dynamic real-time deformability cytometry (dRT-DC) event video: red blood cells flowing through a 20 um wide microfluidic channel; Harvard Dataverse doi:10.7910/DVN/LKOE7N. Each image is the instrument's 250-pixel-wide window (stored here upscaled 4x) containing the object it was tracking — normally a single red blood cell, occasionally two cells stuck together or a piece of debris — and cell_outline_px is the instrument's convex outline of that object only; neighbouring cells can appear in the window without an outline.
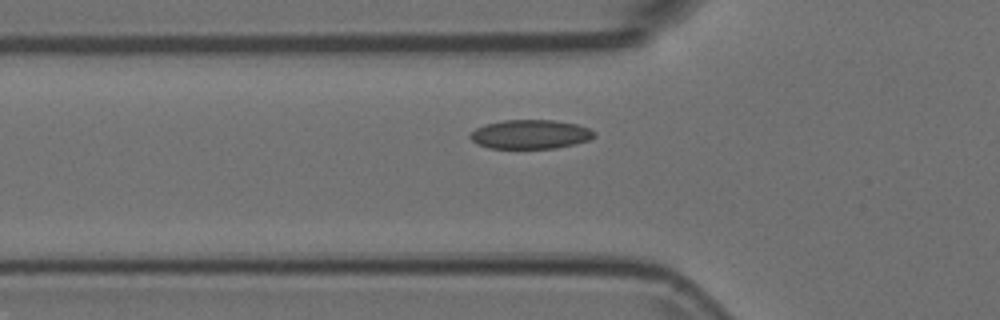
{"species": "Egyptian fruit bat (a non-hibernating species)", "species_latin": "Rousettus aegyptiacus", "temperature_condition": "room temperature", "stored_images_in_passage": 26, "camera_frame_rate_fps": 3000, "um_per_image_px": 0.085, "animal": {"sex": "female"}, "frame": {"image": 1, "passage_image": 4, "time_ms": 1.0, "image_size_px": [1000, 320], "cell_outline_px": [[596, 136], [588, 140], [576, 144], [556, 148], [488, 148], [476, 144], [468, 136], [476, 128], [484, 124], [504, 120], [556, 120], [576, 124], [588, 128], [596, 132]], "centroid_in_image_um": [45.08, 11.41], "position_along_channel_um": 80.7, "area_um2": 21.15}}
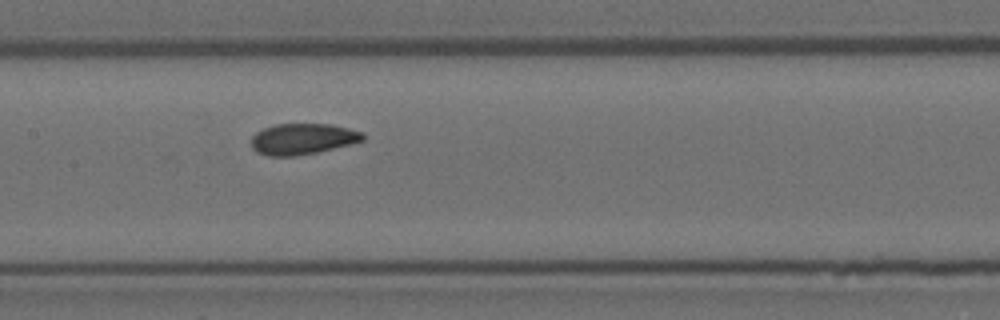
{"frame": {"image": 2, "passage_image": 12, "time_ms": 3.667, "image_size_px": [1000, 320], "cell_outline_px": [[364, 140], [352, 144], [316, 152], [296, 156], [268, 156], [256, 152], [252, 148], [252, 136], [256, 132], [264, 128], [276, 124], [332, 124], [364, 132]], "centroid_in_image_um": [25.73, 11.81], "position_along_channel_um": 181.7, "area_um2": 20.23}}
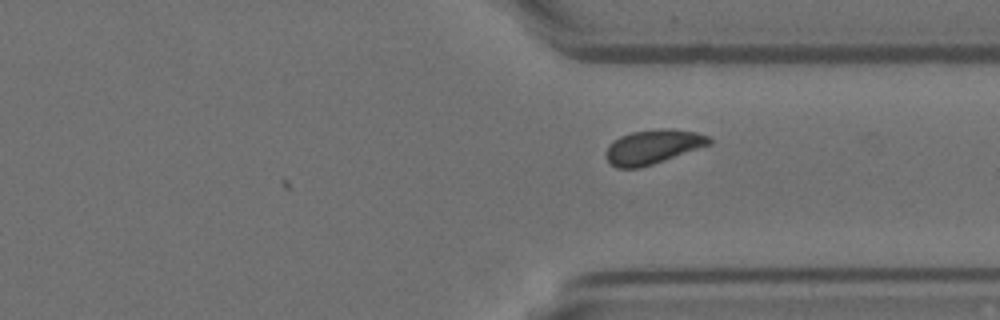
{"frame": {"image": 3, "passage_image": 26, "time_ms": 8.333, "image_size_px": [1000, 320], "cell_outline_px": [[712, 144], [640, 168], [616, 168], [608, 160], [608, 148], [620, 136], [632, 132], [660, 128], [672, 128], [696, 132], [708, 136], [712, 140]], "centroid_in_image_um": [55.57, 12.46], "position_along_channel_um": 355.8, "area_um2": 20.29}}